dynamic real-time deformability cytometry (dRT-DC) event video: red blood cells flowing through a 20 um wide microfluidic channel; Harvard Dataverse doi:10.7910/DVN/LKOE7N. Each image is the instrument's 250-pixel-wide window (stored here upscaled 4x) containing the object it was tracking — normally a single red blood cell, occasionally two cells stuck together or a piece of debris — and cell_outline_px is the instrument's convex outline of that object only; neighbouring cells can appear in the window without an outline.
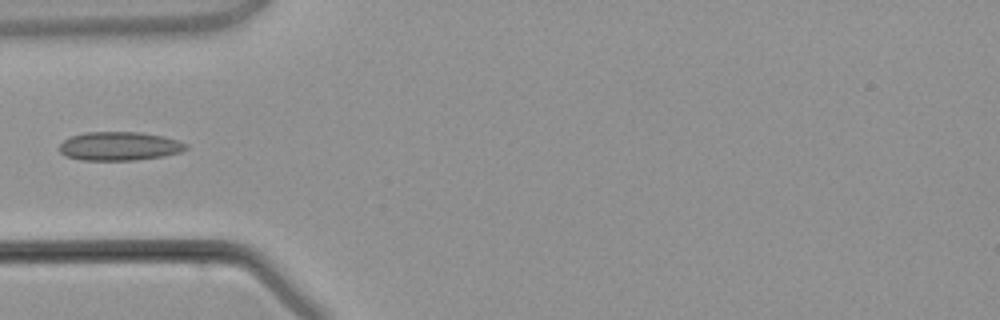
{"species": "common noctule bat (a hibernating species)", "species_latin": "Nyctalus noctula", "temperature_condition": "warm", "stored_images_in_passage": 2, "camera_frame_rate_fps": 3000, "um_per_image_px": 0.085, "animal": {"sex": "male", "body_mass_g": 21.5, "forearm_length_mm": 52.0}, "frame": {"image": 1, "passage_image": 2, "time_ms": 1.0, "image_size_px": [1000, 320], "cell_outline_px": [[188, 148], [180, 152], [164, 156], [136, 160], [80, 160], [64, 156], [60, 152], [60, 144], [64, 140], [72, 136], [84, 132], [140, 132], [164, 136], [188, 144]], "centroid_in_image_um": [10.15, 12.42], "position_along_channel_um": 74.9, "area_um2": 21.27}}